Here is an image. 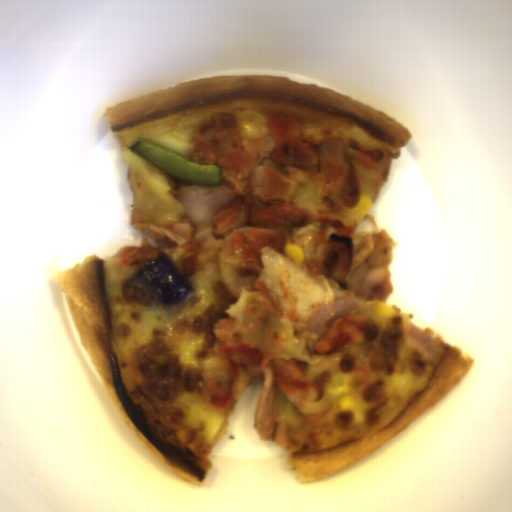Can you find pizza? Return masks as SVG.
<instances>
[{
	"label": "pizza",
	"mask_w": 512,
	"mask_h": 512,
	"mask_svg": "<svg viewBox=\"0 0 512 512\" xmlns=\"http://www.w3.org/2000/svg\"><path fill=\"white\" fill-rule=\"evenodd\" d=\"M235 112L240 139L270 137L268 116L299 121L302 141L317 148L344 139L361 195L376 204L394 158L411 138L407 126L377 107L334 89L278 75L230 74L193 78L105 109L103 118L127 165L130 223L139 234L166 239L182 217L194 228L200 264L181 275L194 292L178 304L141 305L123 296L139 270L118 255L86 256L47 277L62 292L78 338L122 420L146 449L187 482L204 485L208 458L227 433L237 400L250 382L245 365L233 379L229 360L215 353L214 324L234 320L230 333L262 354L294 360L311 385L298 389L274 380L273 442L287 450L285 467L301 485L330 477L377 450L459 385L475 363L459 345L414 324V313L388 304L395 290L390 266L398 242L373 228L350 235L351 269L345 281L310 272L305 250L286 244L282 254L261 249L263 269L237 271L246 243L248 204L225 238H214L212 217L237 199L233 189L205 185L163 170L128 147L142 136L187 154L213 113ZM370 316L378 336L348 340L333 353L315 344L336 318Z\"/></svg>",
	"instance_id": "pizza-1"
}]
</instances>
